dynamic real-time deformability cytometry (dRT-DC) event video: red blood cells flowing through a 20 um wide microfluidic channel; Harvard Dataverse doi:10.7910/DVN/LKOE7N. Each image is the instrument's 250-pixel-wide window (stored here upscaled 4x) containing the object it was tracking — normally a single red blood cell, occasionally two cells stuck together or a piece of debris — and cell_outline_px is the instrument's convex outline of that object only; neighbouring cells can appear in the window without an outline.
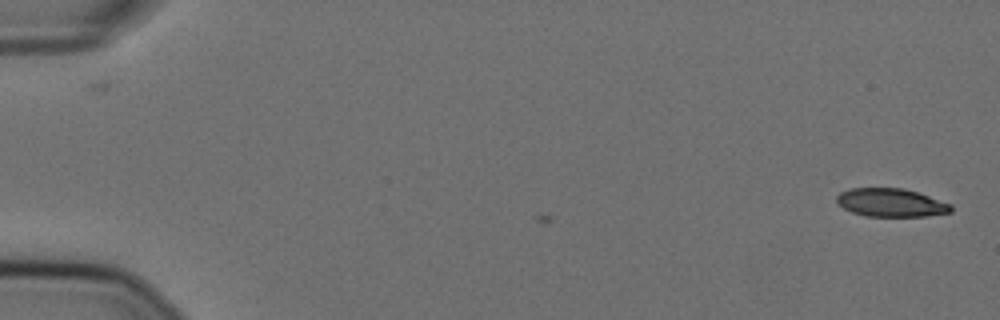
{"species": "Egyptian fruit bat (a non-hibernating species)", "species_latin": "Rousettus aegyptiacus", "temperature_condition": "cold", "stored_images_in_passage": 7, "camera_frame_rate_fps": 3000, "um_per_image_px": 0.085, "animal": {"sex": "female"}, "frame": {"image": 1, "passage_image": 7, "time_ms": 2.0, "image_size_px": [1000, 320], "cell_outline_px": [[952, 212], [924, 216], [864, 216], [852, 212], [836, 204], [836, 196], [840, 192], [848, 188], [904, 188], [952, 204]], "centroid_in_image_um": [75.69, 17.22], "position_along_channel_um": 9.3, "area_um2": 18.9}}